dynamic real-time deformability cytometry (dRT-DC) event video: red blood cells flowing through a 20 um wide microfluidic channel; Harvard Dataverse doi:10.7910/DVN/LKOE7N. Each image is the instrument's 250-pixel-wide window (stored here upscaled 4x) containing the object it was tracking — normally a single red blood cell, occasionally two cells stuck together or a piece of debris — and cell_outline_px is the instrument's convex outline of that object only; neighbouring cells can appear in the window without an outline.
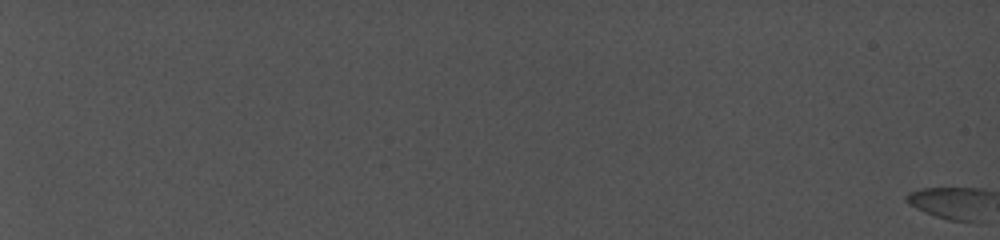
{"species": "common noctule bat (a hibernating species)", "species_latin": "Nyctalus noctula", "temperature_condition": "cold", "stored_images_in_passage": 25, "camera_frame_rate_fps": 5000, "um_per_image_px": 0.085, "animal": {"sex": "female", "body_mass_g": 19.0, "forearm_length_mm": 56.7}, "frame": {"image": 1, "passage_image": 1, "time_ms": 0.0, "image_size_px": [1000, 240], "cell_outline_px": [[984, 192], [972, 220], [948, 220], [936, 216], [916, 208], [904, 196], [912, 192], [924, 188], [964, 188]], "centroid_in_image_um": [80.5, 17.19], "position_along_channel_um": 4.5, "area_um2": 13.58}}